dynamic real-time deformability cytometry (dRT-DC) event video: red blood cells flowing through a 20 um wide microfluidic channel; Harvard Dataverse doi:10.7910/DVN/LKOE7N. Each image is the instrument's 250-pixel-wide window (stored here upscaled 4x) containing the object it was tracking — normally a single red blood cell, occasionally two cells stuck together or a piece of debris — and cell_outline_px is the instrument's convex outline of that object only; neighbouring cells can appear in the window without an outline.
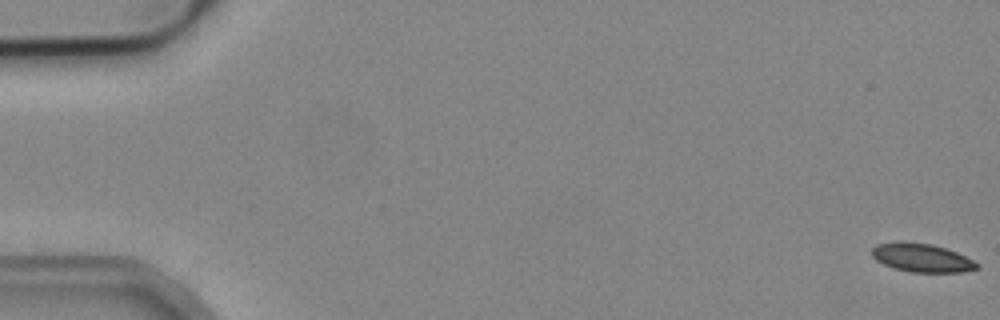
{"species": "common noctule bat (a hibernating species)", "species_latin": "Nyctalus noctula", "temperature_condition": "cold", "stored_images_in_passage": 4, "camera_frame_rate_fps": 3000, "um_per_image_px": 0.085, "animal": {"sex": "male", "body_mass_g": 19.2, "forearm_length_mm": 51.8}, "frame": {"image": 1, "passage_image": 1, "time_ms": 0.0, "image_size_px": [1000, 320], "cell_outline_px": [[980, 268], [964, 272], [912, 272], [896, 268], [884, 264], [876, 260], [872, 256], [872, 248], [876, 244], [896, 240], [900, 240], [932, 244], [956, 252], [980, 264]], "centroid_in_image_um": [78.33, 21.89], "position_along_channel_um": 6.7, "area_um2": 17.57}}